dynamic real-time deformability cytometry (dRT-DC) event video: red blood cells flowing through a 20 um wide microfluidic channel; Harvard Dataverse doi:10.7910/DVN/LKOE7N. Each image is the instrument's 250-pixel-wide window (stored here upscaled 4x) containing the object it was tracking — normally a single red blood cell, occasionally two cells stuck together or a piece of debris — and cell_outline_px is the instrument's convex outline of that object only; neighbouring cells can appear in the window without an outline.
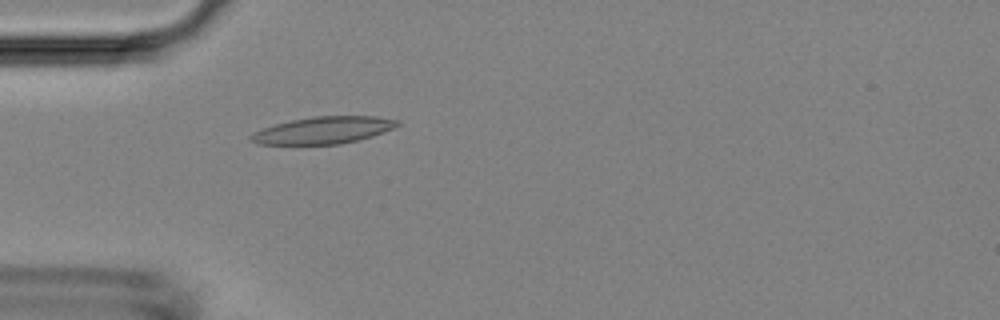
{"species": "Egyptian fruit bat (a non-hibernating species)", "species_latin": "Rousettus aegyptiacus", "temperature_condition": "room temperature", "stored_images_in_passage": 5, "camera_frame_rate_fps": 3000, "um_per_image_px": 0.085, "animal": {"sex": "female"}, "frame": {"image": 1, "passage_image": 5, "time_ms": 4.667, "image_size_px": [1000, 320], "cell_outline_px": [[400, 124], [392, 128], [372, 136], [340, 144], [256, 144], [248, 140], [248, 136], [252, 132], [260, 128], [292, 120], [312, 116], [376, 116], [400, 120]], "centroid_in_image_um": [27.42, 11.06], "position_along_channel_um": 57.6, "area_um2": 23.12}}